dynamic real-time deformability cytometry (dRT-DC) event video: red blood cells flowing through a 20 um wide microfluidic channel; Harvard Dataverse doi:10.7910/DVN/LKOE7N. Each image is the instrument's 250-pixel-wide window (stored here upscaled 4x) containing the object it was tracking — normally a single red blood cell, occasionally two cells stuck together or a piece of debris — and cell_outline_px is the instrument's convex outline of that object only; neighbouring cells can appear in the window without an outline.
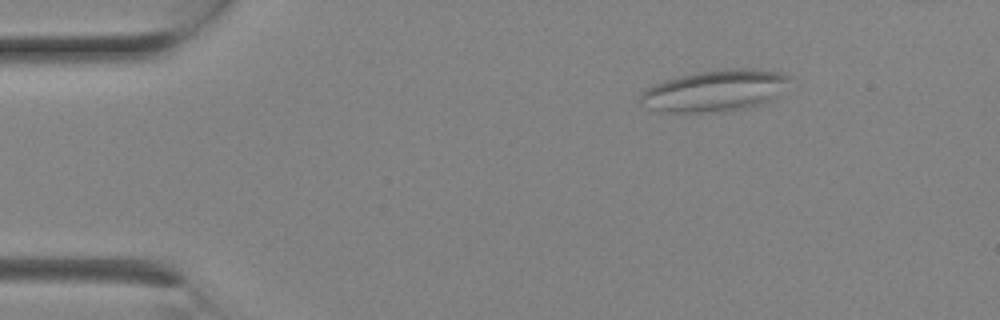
{"species": "Egyptian fruit bat (a non-hibernating species)", "species_latin": "Rousettus aegyptiacus", "temperature_condition": "room temperature", "stored_images_in_passage": 2, "camera_frame_rate_fps": 3000, "um_per_image_px": 0.085, "animal": {"sex": "female"}, "frame": {"image": 1, "passage_image": 1, "time_ms": 0.0, "image_size_px": [1000, 320], "cell_outline_px": [[792, 76], [776, 100], [764, 104], [744, 108], [704, 112], [660, 112], [644, 108], [640, 104], [640, 92], [664, 80], [696, 72], [724, 68], [752, 68], [784, 72]], "centroid_in_image_um": [60.8, 7.7], "position_along_channel_um": 24.2, "area_um2": 36.65}}